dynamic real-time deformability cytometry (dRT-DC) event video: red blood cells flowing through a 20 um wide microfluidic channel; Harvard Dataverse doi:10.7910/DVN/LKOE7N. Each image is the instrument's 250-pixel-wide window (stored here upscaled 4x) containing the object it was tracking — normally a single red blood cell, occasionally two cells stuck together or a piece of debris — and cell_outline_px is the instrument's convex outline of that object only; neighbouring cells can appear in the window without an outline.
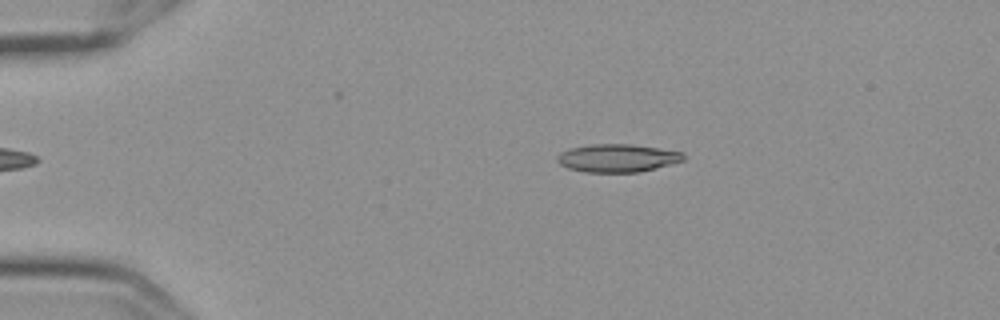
{"species": "Egyptian fruit bat (a non-hibernating species)", "species_latin": "Rousettus aegyptiacus", "temperature_condition": "cold", "stored_images_in_passage": 56, "camera_frame_rate_fps": 3000, "um_per_image_px": 0.085, "frame": {"image": 1, "passage_image": 11, "time_ms": 3.333, "image_size_px": [1000, 320], "cell_outline_px": [[684, 160], [656, 168], [640, 172], [584, 172], [568, 168], [560, 164], [556, 160], [556, 156], [560, 152], [568, 148], [588, 144], [632, 144], [684, 152]], "centroid_in_image_um": [52.44, 13.43], "position_along_channel_um": 32.6, "area_um2": 20.75}}
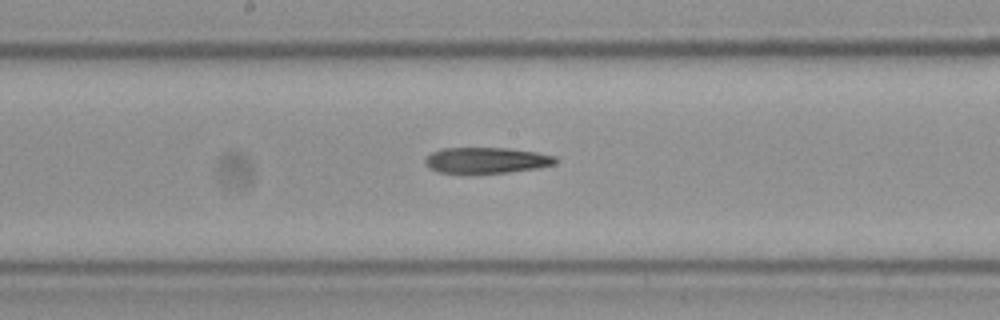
{"frame": {"image": 2, "passage_image": 30, "time_ms": 9.667, "image_size_px": [1000, 320], "cell_outline_px": [[560, 160], [552, 164], [536, 168], [508, 172], [440, 172], [428, 168], [424, 164], [424, 160], [432, 152], [440, 148], [508, 148], [536, 152], [556, 156]], "centroid_in_image_um": [41.34, 13.6], "position_along_channel_um": 206.9, "area_um2": 19.42}}
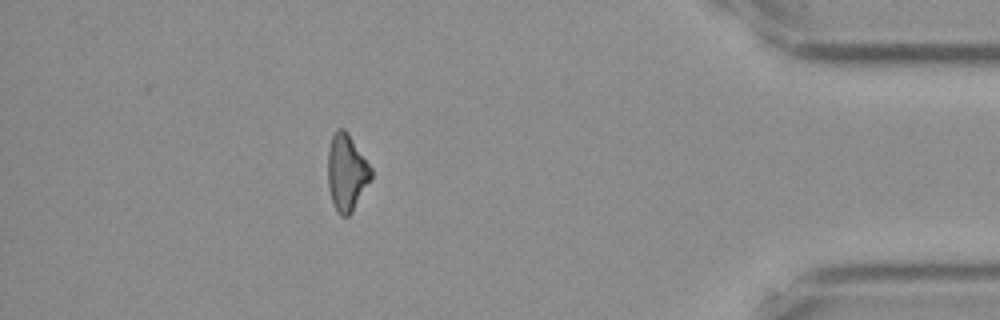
{"frame": {"image": 3, "passage_image": 50, "time_ms": 16.333, "image_size_px": [1000, 320], "cell_outline_px": [[372, 176], [352, 212], [348, 216], [340, 216], [336, 212], [328, 188], [328, 148], [332, 136], [336, 128], [344, 128], [348, 132], [372, 168]], "centroid_in_image_um": [29.45, 14.64], "position_along_channel_um": 405.8, "area_um2": 19.36}}